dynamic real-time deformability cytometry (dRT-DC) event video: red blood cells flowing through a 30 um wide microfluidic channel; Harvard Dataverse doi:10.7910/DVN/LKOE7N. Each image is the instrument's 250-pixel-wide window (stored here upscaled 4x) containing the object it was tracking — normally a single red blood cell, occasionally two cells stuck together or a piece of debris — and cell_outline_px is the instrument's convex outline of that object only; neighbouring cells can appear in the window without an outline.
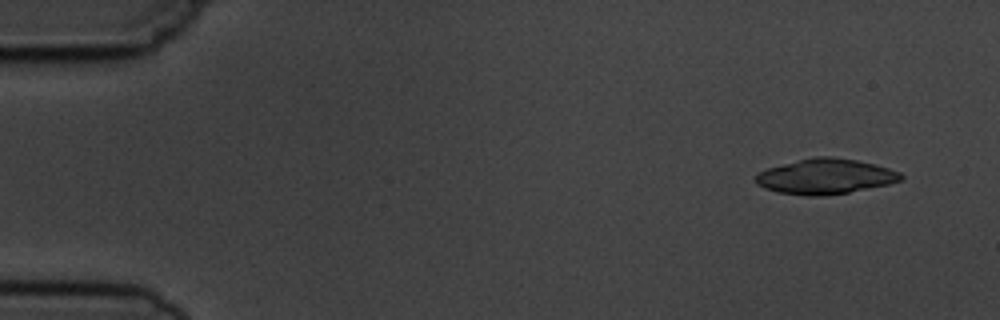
{"species": "common noctule bat (a hibernating species)", "species_latin": "Nyctalus noctula", "temperature_condition": "cold", "stored_images_in_passage": 7, "camera_frame_rate_fps": 3000, "um_per_image_px": 0.085, "animal": {"sex": "male", "body_mass_g": 19.5, "forearm_length_mm": 54.6}, "frame": {"image": 1, "passage_image": 1, "time_ms": 0.0, "image_size_px": [1000, 320], "cell_outline_px": [[904, 176], [900, 180], [888, 184], [848, 192], [824, 196], [804, 196], [776, 192], [764, 188], [756, 184], [756, 176], [760, 172], [768, 168], [816, 156], [832, 156], [856, 160], [876, 164], [900, 172]], "centroid_in_image_um": [70.16, 15.01], "position_along_channel_um": 14.8, "area_um2": 29.65}}